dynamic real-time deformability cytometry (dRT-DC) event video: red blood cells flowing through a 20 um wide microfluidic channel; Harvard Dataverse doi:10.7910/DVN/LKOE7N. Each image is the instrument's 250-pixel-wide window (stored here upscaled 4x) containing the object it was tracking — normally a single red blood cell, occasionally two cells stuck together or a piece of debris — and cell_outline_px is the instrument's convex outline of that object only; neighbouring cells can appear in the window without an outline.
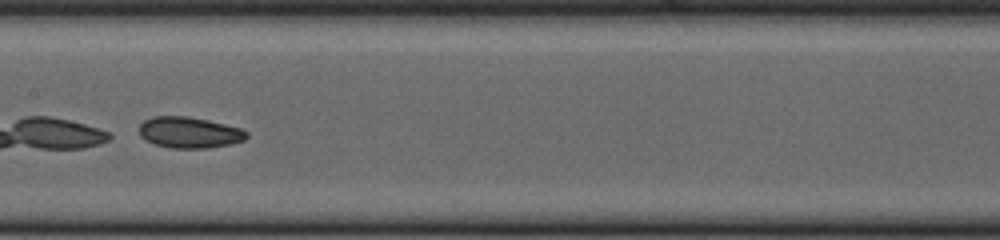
{"species": "common noctule bat (a hibernating species)", "species_latin": "Nyctalus noctula", "temperature_condition": "cold", "stored_images_in_passage": 23, "camera_frame_rate_fps": 3000, "um_per_image_px": 0.085, "animal": {"sex": "female", "body_mass_g": 23.0, "forearm_length_mm": 53.4}, "frame": {"image": 1, "passage_image": 10, "time_ms": 3.0, "image_size_px": [1000, 240], "cell_outline_px": [[248, 136], [244, 140], [232, 144], [204, 148], [172, 148], [156, 144], [140, 136], [140, 124], [144, 120], [152, 116], [188, 116], [208, 120], [240, 128], [248, 132]], "centroid_in_image_um": [16.11, 11.25], "position_along_channel_um": 191.3, "area_um2": 19.36}}